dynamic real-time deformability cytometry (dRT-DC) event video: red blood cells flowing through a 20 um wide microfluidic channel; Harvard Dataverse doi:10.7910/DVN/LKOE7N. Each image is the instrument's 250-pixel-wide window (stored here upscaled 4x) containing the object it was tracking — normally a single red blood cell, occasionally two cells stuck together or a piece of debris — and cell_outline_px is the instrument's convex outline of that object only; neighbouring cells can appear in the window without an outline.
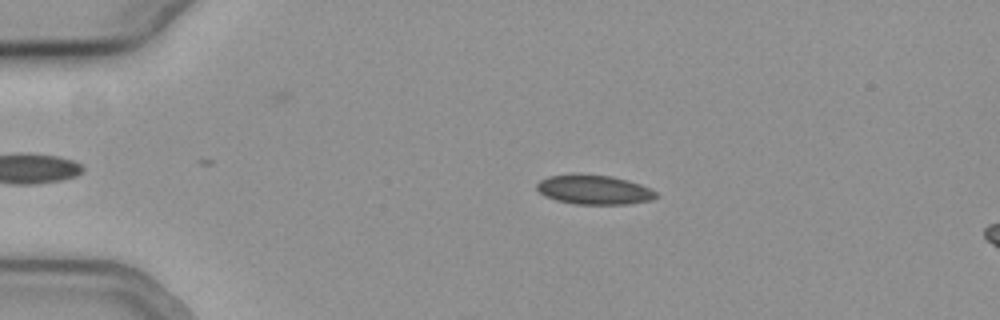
{"species": "common noctule bat (a hibernating species)", "species_latin": "Nyctalus noctula", "temperature_condition": "cold", "stored_images_in_passage": 9, "camera_frame_rate_fps": 3000, "um_per_image_px": 0.085, "animal": {"sex": "female", "body_mass_g": 19.3, "forearm_length_mm": 54.1}, "frame": {"image": 1, "passage_image": 1, "time_ms": 0.0, "image_size_px": [1000, 320], "cell_outline_px": [[660, 196], [652, 200], [628, 204], [576, 204], [556, 200], [544, 196], [536, 188], [536, 184], [540, 180], [548, 176], [572, 172], [612, 176], [628, 180], [640, 184], [656, 192]], "centroid_in_image_um": [50.47, 16.1], "position_along_channel_um": 34.5, "area_um2": 20.87}}
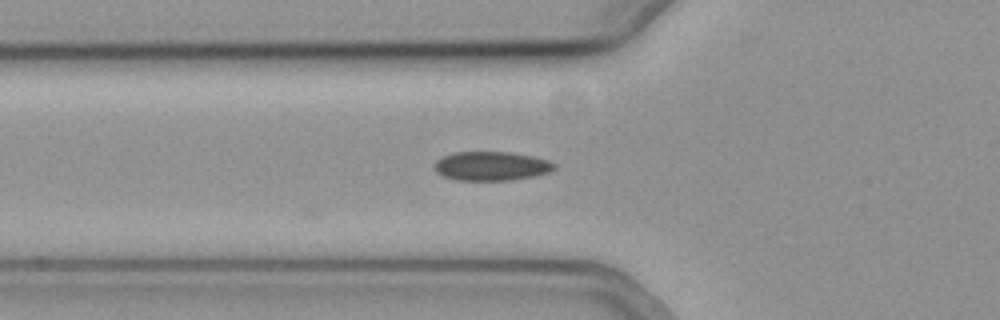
{"frame": {"image": 2, "passage_image": 9, "time_ms": 2.667, "image_size_px": [1000, 320], "cell_outline_px": [[556, 168], [548, 172], [532, 176], [508, 180], [456, 180], [444, 176], [436, 172], [432, 168], [436, 160], [452, 152], [508, 152], [532, 156], [548, 160], [556, 164]], "centroid_in_image_um": [41.72, 14.11], "position_along_channel_um": 84.1, "area_um2": 20.23}}